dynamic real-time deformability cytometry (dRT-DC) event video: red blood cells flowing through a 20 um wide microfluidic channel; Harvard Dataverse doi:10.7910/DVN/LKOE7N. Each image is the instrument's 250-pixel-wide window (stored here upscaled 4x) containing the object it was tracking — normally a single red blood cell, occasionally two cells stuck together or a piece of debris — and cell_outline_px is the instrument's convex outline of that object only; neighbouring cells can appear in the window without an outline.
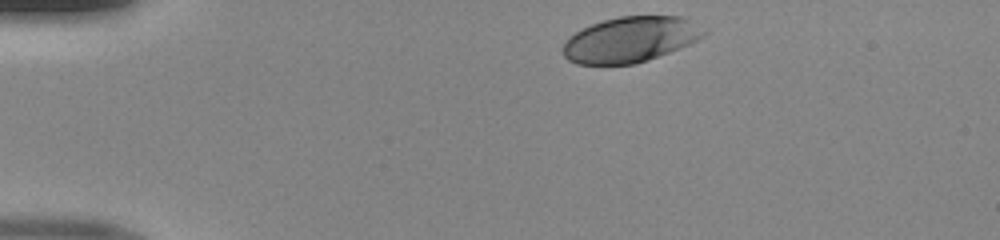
{"species": "human", "species_latin": "Homo sapiens", "temperature_condition": "room temperature", "stored_images_in_passage": 33, "camera_frame_rate_fps": 3000, "um_per_image_px": 0.085, "donor": {"sex": "male"}, "frame": {"image": 1, "passage_image": 1, "time_ms": 0.0, "image_size_px": [1000, 240], "cell_outline_px": [[708, 32], [704, 36], [680, 48], [648, 60], [636, 64], [576, 64], [568, 60], [564, 56], [564, 44], [576, 32], [592, 24], [604, 20], [620, 16], [680, 16], [708, 28]], "centroid_in_image_um": [53.64, 3.35], "position_along_channel_um": 31.4, "area_um2": 37.22}}
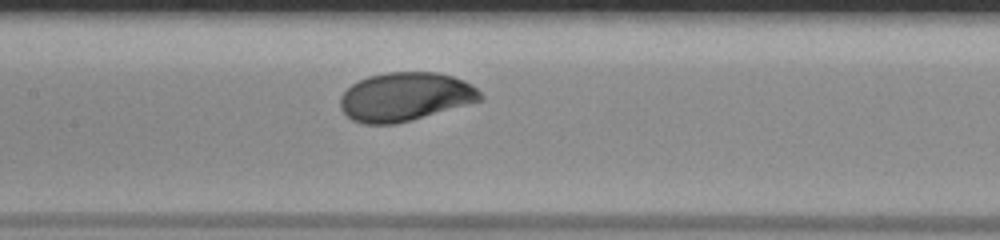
{"frame": {"image": 2, "passage_image": 16, "time_ms": 5.0, "image_size_px": [1000, 240], "cell_outline_px": [[484, 100], [412, 120], [396, 124], [364, 124], [352, 120], [340, 108], [340, 96], [352, 84], [368, 76], [384, 72], [436, 72], [452, 76], [464, 80], [472, 84], [484, 96]], "centroid_in_image_um": [34.46, 8.22], "position_along_channel_um": 172.9, "area_um2": 39.94}}
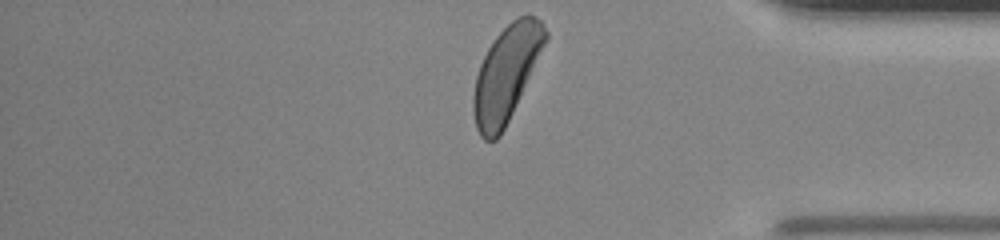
{"frame": {"image": 3, "passage_image": 33, "time_ms": 10.667, "image_size_px": [1000, 240], "cell_outline_px": [[548, 40], [500, 136], [496, 140], [484, 140], [480, 136], [476, 128], [472, 108], [472, 96], [476, 76], [480, 64], [488, 48], [496, 36], [512, 20], [528, 12], [540, 20], [544, 24], [548, 32]], "centroid_in_image_um": [43.03, 6.24], "position_along_channel_um": 392.2, "area_um2": 39.77}}